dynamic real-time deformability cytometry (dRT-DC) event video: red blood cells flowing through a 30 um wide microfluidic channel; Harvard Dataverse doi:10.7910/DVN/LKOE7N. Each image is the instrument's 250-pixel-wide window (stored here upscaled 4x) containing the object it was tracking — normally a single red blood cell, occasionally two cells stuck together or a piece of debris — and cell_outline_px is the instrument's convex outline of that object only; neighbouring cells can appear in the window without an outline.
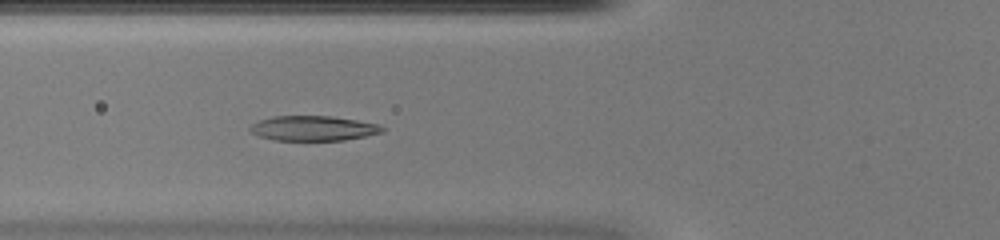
{"species": "common noctule bat (a hibernating species)", "species_latin": "Nyctalus noctula", "temperature_condition": "warm", "stored_images_in_passage": 49, "camera_frame_rate_fps": 3000, "um_per_image_px": 0.085, "animal": {"sex": "female", "body_mass_g": 20.0, "forearm_length_mm": 54.0}, "frame": {"image": 1, "passage_image": 18, "time_ms": 5.667, "image_size_px": [1000, 240], "cell_outline_px": [[384, 132], [344, 140], [272, 140], [260, 136], [252, 132], [248, 128], [252, 124], [260, 120], [272, 116], [332, 116], [380, 124], [384, 128]], "centroid_in_image_um": [26.63, 10.9], "position_along_channel_um": 99.2, "area_um2": 19.13}}
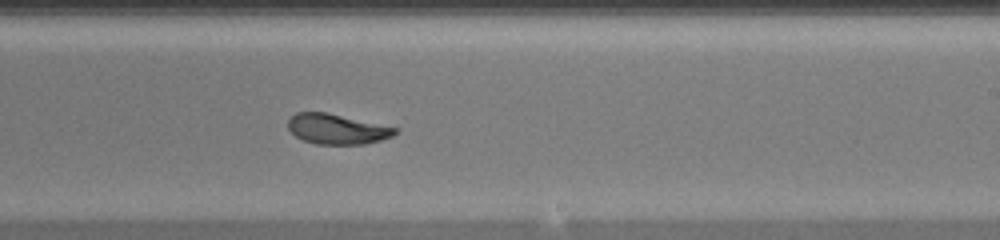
{"frame": {"image": 2, "passage_image": 30, "time_ms": 9.667, "image_size_px": [1000, 240], "cell_outline_px": [[400, 132], [392, 136], [380, 140], [364, 144], [316, 144], [304, 140], [296, 136], [288, 128], [288, 120], [296, 112], [328, 112], [400, 128]], "centroid_in_image_um": [28.69, 10.96], "position_along_channel_um": 260.3, "area_um2": 18.96}}
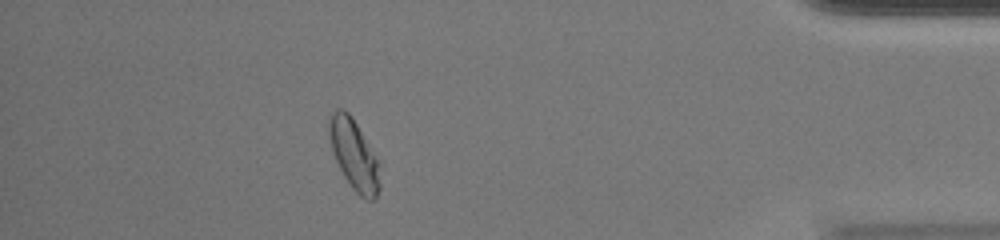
{"frame": {"image": 3, "passage_image": 44, "time_ms": 14.333, "image_size_px": [1000, 240], "cell_outline_px": [[380, 188], [376, 200], [368, 200], [360, 196], [352, 188], [344, 176], [332, 152], [328, 136], [328, 116], [336, 108], [344, 108], [352, 116], [380, 160]], "centroid_in_image_um": [30.11, 13.12], "position_along_channel_um": 405.1, "area_um2": 21.5}, "authors_computed_cell_mechanics": {"area_um2": 20.2878, "velocity_mm_per_s": 4.0321, "shape_relaxation_time_tau1_ms": 2.4006, "shape_relaxation_time_tau2_ms": 1.6261, "deformation_change_tau1": 0.1392, "deformation_change_tau2": 0.0655}}